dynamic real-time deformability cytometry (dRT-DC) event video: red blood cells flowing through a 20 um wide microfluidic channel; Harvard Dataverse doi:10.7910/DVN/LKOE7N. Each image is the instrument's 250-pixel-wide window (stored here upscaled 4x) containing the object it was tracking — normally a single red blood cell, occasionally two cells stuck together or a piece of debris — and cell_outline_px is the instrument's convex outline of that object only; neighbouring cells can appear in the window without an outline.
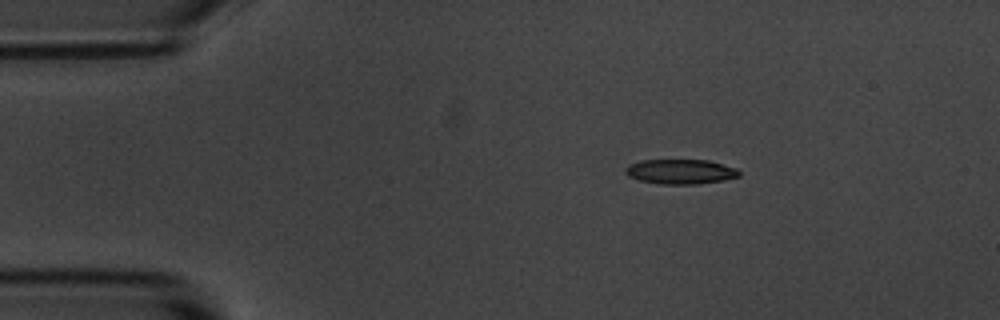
{"species": "common noctule bat (a hibernating species)", "species_latin": "Nyctalus noctula", "temperature_condition": "room temperature", "stored_images_in_passage": 46, "camera_frame_rate_fps": 3000, "um_per_image_px": 0.085, "animal": {"sex": "male", "body_mass_g": 20.1, "forearm_length_mm": 53.5}, "frame": {"image": 1, "passage_image": 1, "time_ms": 0.0, "image_size_px": [1000, 320], "cell_outline_px": [[740, 176], [724, 180], [696, 184], [660, 184], [640, 180], [628, 176], [624, 172], [624, 168], [628, 164], [640, 160], [708, 160], [736, 168], [740, 172]], "centroid_in_image_um": [57.81, 14.58], "position_along_channel_um": 27.2, "area_um2": 16.47}}
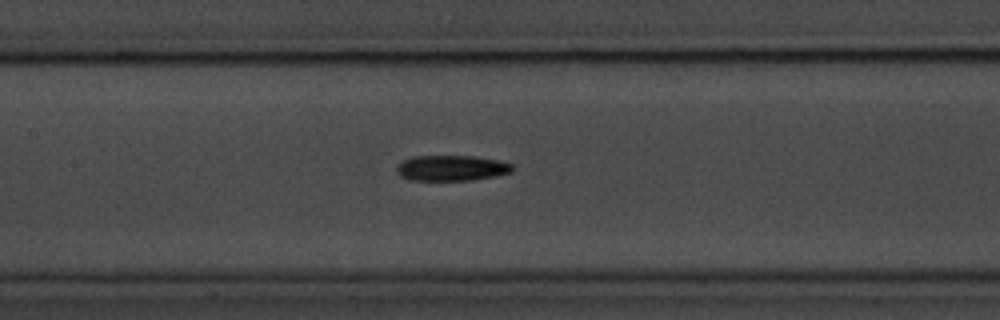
{"frame": {"image": 2, "passage_image": 17, "time_ms": 5.333, "image_size_px": [1000, 320], "cell_outline_px": [[512, 172], [496, 176], [472, 180], [408, 180], [400, 176], [396, 172], [396, 168], [404, 160], [412, 156], [476, 156], [496, 160], [512, 164]], "centroid_in_image_um": [38.36, 14.29], "position_along_channel_um": 169.0, "area_um2": 17.22}}
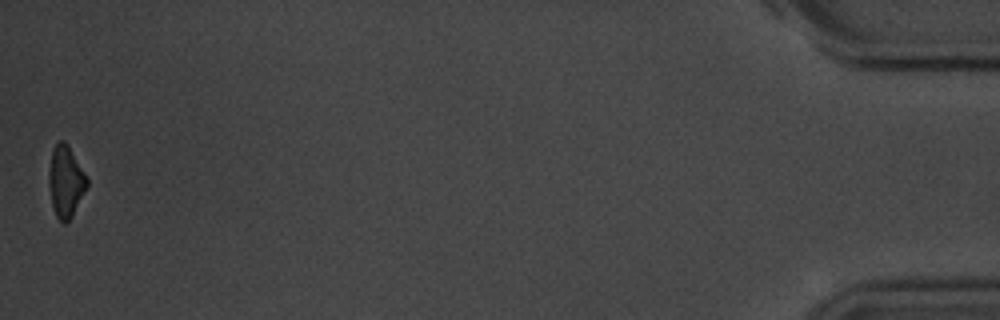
{"frame": {"image": 3, "passage_image": 46, "time_ms": 15.0, "image_size_px": [1000, 320], "cell_outline_px": [[88, 184], [72, 216], [64, 224], [56, 216], [52, 204], [48, 184], [48, 172], [52, 148], [60, 140], [64, 140], [68, 144], [84, 172], [88, 180]], "centroid_in_image_um": [5.56, 15.39], "position_along_channel_um": 429.6, "area_um2": 15.78}, "authors_computed_cell_mechanics": {"area_um2": 16.8776, "velocity_mm_per_s": 3.6852, "shape_relaxation_time_tau1_ms": 3.1339, "shape_relaxation_time_tau2_ms": null, "deformation_change_tau1": 0.1445, "deformation_change_tau2": null}}